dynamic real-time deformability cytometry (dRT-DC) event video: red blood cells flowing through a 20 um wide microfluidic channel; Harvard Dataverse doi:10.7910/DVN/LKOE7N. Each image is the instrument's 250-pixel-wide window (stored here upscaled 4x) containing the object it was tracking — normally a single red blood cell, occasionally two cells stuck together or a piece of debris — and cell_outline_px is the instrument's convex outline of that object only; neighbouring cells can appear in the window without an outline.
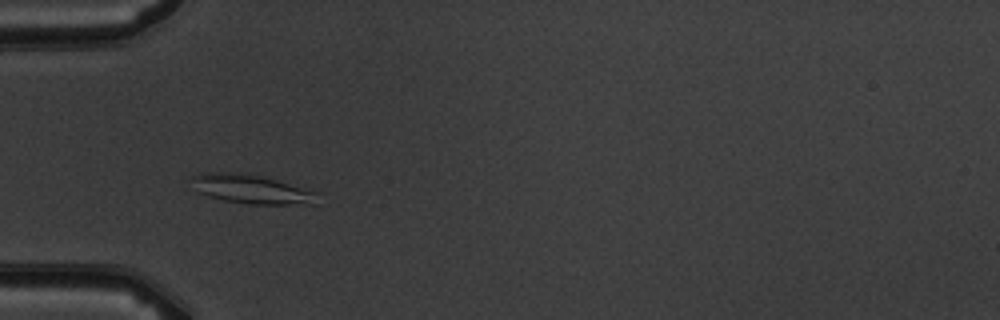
{"species": "common noctule bat (a hibernating species)", "species_latin": "Nyctalus noctula", "temperature_condition": "warm", "stored_images_in_passage": 6, "camera_frame_rate_fps": 3000, "um_per_image_px": 0.085, "animal": {"sex": "male", "body_mass_g": 19.5, "forearm_length_mm": 54.6}, "frame": {"image": 1, "passage_image": 4, "time_ms": 3.333, "image_size_px": [1000, 320], "cell_outline_px": [[320, 192], [316, 204], [248, 204], [224, 200], [208, 196], [196, 192], [188, 176], [200, 172], [240, 172], [260, 176], [276, 180]], "centroid_in_image_um": [21.32, 16.07], "position_along_channel_um": 63.7, "area_um2": 21.68}}
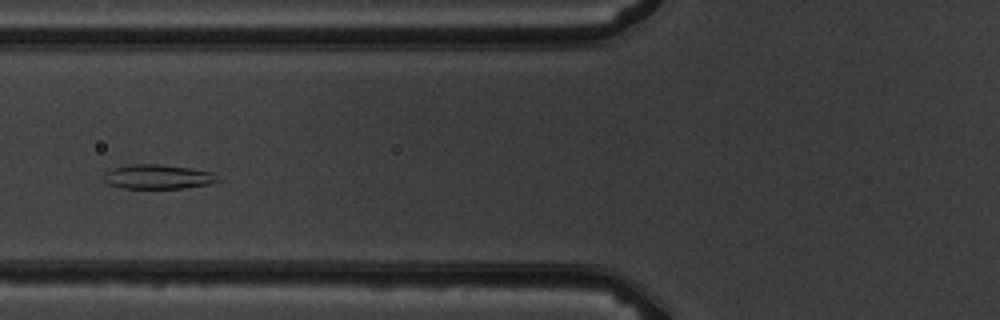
{"frame": {"image": 2, "passage_image": 5, "time_ms": 4.667, "image_size_px": [1000, 320], "cell_outline_px": [[220, 180], [208, 184], [184, 188], [124, 188], [108, 184], [104, 180], [104, 172], [112, 168], [132, 164], [156, 164], [188, 168], [212, 172]], "centroid_in_image_um": [13.38, 15.02], "position_along_channel_um": 112.4, "area_um2": 16.01}}